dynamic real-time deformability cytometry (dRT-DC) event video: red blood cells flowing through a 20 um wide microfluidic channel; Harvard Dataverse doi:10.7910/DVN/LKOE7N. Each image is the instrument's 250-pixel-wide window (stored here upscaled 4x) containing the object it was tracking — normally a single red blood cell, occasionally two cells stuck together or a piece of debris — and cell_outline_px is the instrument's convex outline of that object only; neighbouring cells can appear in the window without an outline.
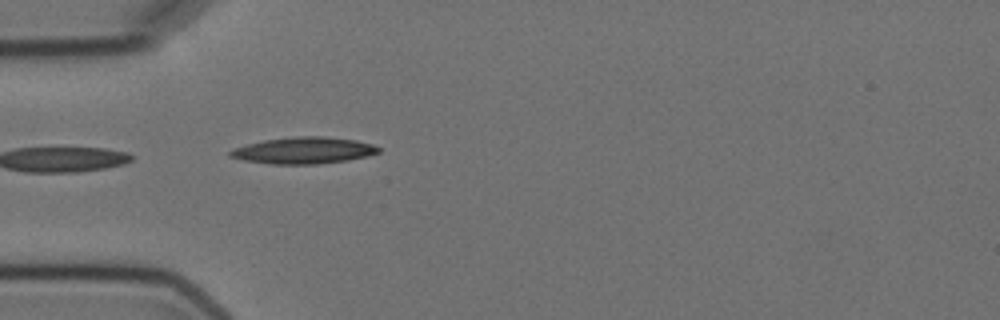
{"species": "Egyptian fruit bat (a non-hibernating species)", "species_latin": "Rousettus aegyptiacus", "temperature_condition": "cold", "stored_images_in_passage": 4, "camera_frame_rate_fps": 3000, "um_per_image_px": 0.085, "animal": {"sex": "female"}, "frame": {"image": 1, "passage_image": 4, "time_ms": 4.667, "image_size_px": [1000, 320], "cell_outline_px": [[380, 152], [368, 156], [348, 160], [316, 164], [272, 164], [244, 160], [228, 156], [228, 152], [232, 148], [264, 140], [296, 136], [320, 136], [356, 140], [372, 144], [380, 148]], "centroid_in_image_um": [25.81, 12.79], "position_along_channel_um": 59.2, "area_um2": 22.95}}